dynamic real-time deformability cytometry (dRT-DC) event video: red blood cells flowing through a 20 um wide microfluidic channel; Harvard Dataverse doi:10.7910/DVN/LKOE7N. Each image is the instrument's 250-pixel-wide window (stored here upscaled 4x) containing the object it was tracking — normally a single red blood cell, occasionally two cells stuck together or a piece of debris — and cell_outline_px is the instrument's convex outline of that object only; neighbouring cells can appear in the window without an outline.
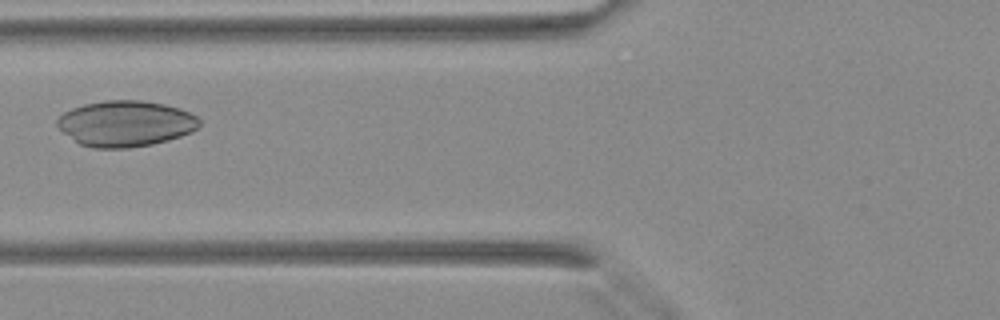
{"species": "Egyptian fruit bat (a non-hibernating species)", "species_latin": "Rousettus aegyptiacus", "temperature_condition": "warm", "stored_images_in_passage": 30, "camera_frame_rate_fps": 3000, "um_per_image_px": 0.085, "animal": {"sex": "female"}, "frame": {"image": 1, "passage_image": 6, "time_ms": 1.667, "image_size_px": [1000, 320], "cell_outline_px": [[200, 124], [192, 132], [168, 140], [152, 144], [128, 148], [92, 148], [80, 144], [64, 132], [56, 124], [56, 120], [64, 112], [72, 108], [84, 104], [104, 100], [140, 100], [164, 104], [180, 108], [196, 116], [200, 120]], "centroid_in_image_um": [10.67, 10.5], "position_along_channel_um": 115.1, "area_um2": 37.92}}
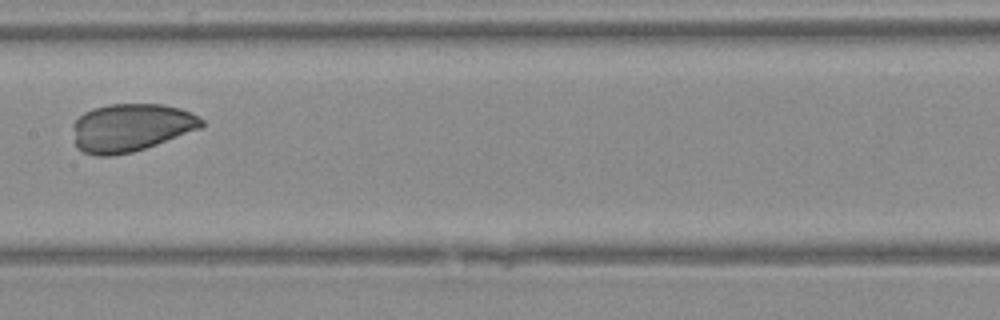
{"frame": {"image": 2, "passage_image": 11, "time_ms": 3.333, "image_size_px": [1000, 320], "cell_outline_px": [[204, 124], [200, 128], [156, 144], [132, 152], [112, 156], [96, 156], [84, 152], [76, 148], [72, 128], [72, 124], [84, 112], [92, 108], [108, 104], [164, 104], [180, 108], [204, 120]], "centroid_in_image_um": [11.07, 10.84], "position_along_channel_um": 196.3, "area_um2": 35.89}}
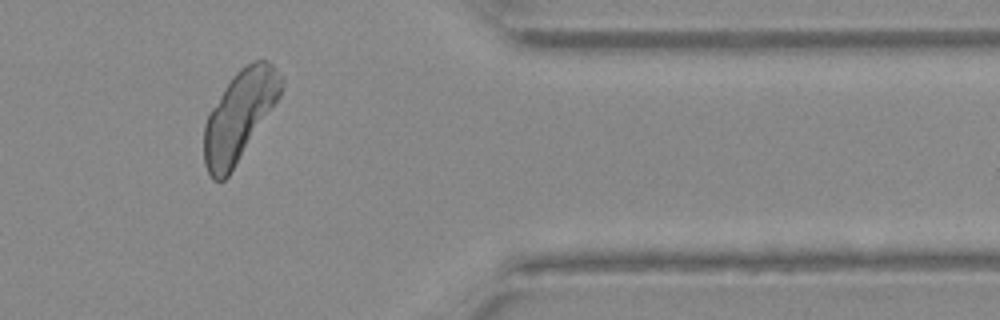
{"frame": {"image": 3, "passage_image": 24, "time_ms": 7.667, "image_size_px": [1000, 320], "cell_outline_px": [[280, 96], [228, 176], [224, 180], [212, 180], [204, 164], [204, 124], [208, 112], [232, 76], [240, 68], [256, 60], [268, 60], [272, 64], [280, 76]], "centroid_in_image_um": [20.3, 9.85], "position_along_channel_um": 391.1, "area_um2": 39.48}}